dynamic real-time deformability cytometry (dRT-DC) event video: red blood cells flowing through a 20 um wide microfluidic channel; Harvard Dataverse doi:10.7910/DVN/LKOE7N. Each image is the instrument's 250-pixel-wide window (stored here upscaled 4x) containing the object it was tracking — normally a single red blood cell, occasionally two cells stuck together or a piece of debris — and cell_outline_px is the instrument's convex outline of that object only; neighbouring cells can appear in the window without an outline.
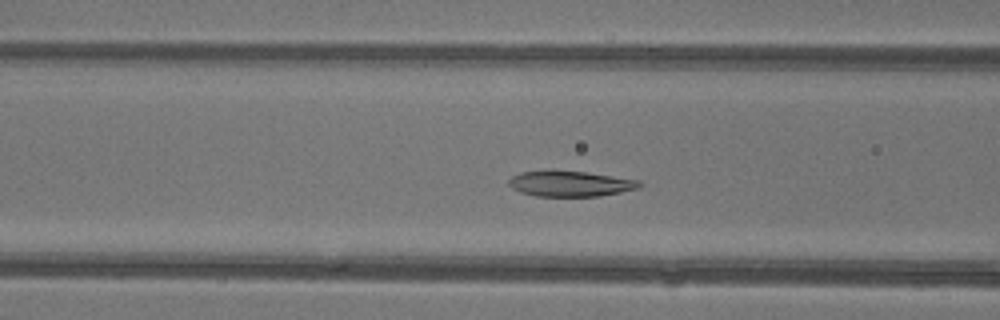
{"species": "common noctule bat (a hibernating species)", "species_latin": "Nyctalus noctula", "temperature_condition": "warm", "stored_images_in_passage": 42, "camera_frame_rate_fps": 3000, "um_per_image_px": 0.085, "animal": {"sex": "female"}, "frame": {"image": 1, "passage_image": 14, "time_ms": 4.333, "image_size_px": [1000, 320], "cell_outline_px": [[644, 184], [640, 188], [600, 196], [536, 196], [520, 192], [512, 188], [508, 184], [508, 180], [512, 176], [520, 172], [584, 172], [640, 180]], "centroid_in_image_um": [48.52, 15.64], "position_along_channel_um": 118.1, "area_um2": 19.07}}
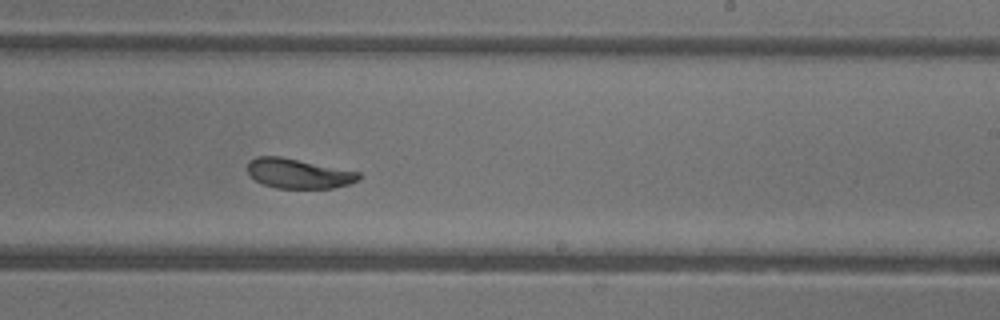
{"frame": {"image": 2, "passage_image": 24, "time_ms": 7.667, "image_size_px": [1000, 320], "cell_outline_px": [[364, 176], [360, 180], [352, 184], [332, 188], [276, 188], [264, 184], [256, 180], [248, 172], [248, 160], [256, 156], [280, 156], [360, 172]], "centroid_in_image_um": [25.42, 14.75], "position_along_channel_um": 263.6, "area_um2": 19.42}}
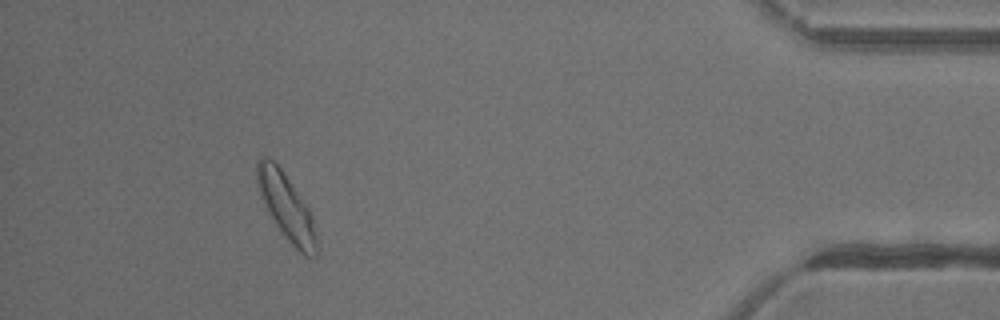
{"frame": {"image": 3, "passage_image": 38, "time_ms": 12.333, "image_size_px": [1000, 320], "cell_outline_px": [[316, 256], [304, 256], [288, 240], [276, 224], [268, 212], [260, 196], [256, 180], [256, 160], [260, 156], [264, 156], [272, 160], [280, 168], [308, 208], [312, 216], [316, 232]], "centroid_in_image_um": [24.31, 17.56], "position_along_channel_um": 410.9, "area_um2": 22.48}, "authors_computed_cell_mechanics": {"area_um2": 21.0681, "velocity_mm_per_s": 4.3754, "shape_relaxation_time_tau1_ms": 2.5744, "shape_relaxation_time_tau2_ms": 0.5692, "deformation_change_tau1": 0.1184, "deformation_change_tau2": 0.0422}}